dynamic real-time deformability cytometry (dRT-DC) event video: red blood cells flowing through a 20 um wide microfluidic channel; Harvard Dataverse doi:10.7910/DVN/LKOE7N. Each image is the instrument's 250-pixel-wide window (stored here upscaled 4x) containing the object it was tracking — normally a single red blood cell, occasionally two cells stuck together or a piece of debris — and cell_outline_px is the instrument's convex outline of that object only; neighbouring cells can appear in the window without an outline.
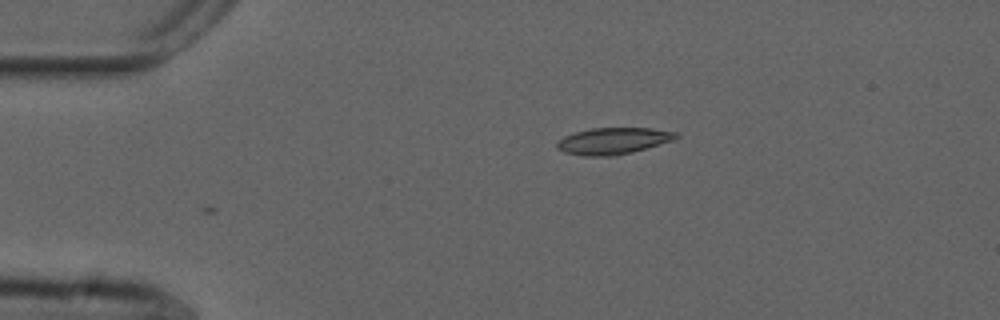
{"species": "common noctule bat (a hibernating species)", "species_latin": "Nyctalus noctula", "temperature_condition": "cold", "stored_images_in_passage": 6, "camera_frame_rate_fps": 3000, "um_per_image_px": 0.085, "animal": {"sex": "male", "forearm_length_mm": 52.5}, "frame": {"image": 1, "passage_image": 6, "time_ms": 1.667, "image_size_px": [1000, 320], "cell_outline_px": [[680, 136], [672, 140], [632, 152], [616, 156], [584, 156], [564, 152], [556, 148], [556, 140], [564, 136], [576, 132], [592, 128], [652, 128], [676, 132]], "centroid_in_image_um": [52.08, 11.98], "position_along_channel_um": 32.9, "area_um2": 18.44}}